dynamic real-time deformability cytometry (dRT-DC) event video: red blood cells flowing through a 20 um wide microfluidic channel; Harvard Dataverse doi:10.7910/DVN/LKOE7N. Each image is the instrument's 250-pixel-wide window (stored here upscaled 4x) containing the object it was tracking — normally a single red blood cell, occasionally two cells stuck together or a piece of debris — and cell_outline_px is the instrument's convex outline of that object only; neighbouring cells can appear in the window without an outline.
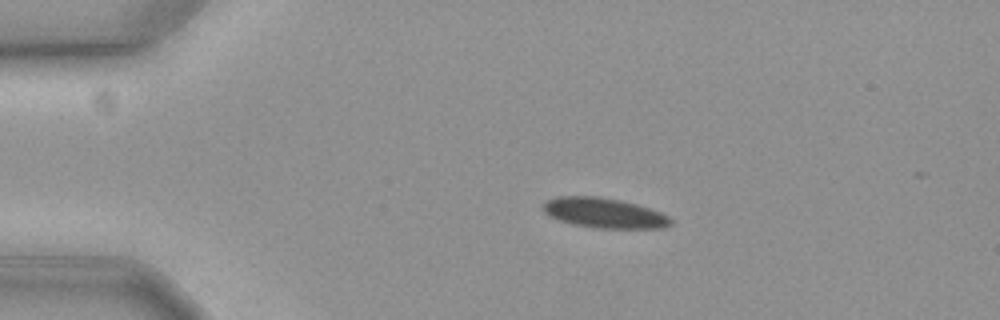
{"species": "common noctule bat (a hibernating species)", "species_latin": "Nyctalus noctula", "temperature_condition": "cold", "stored_images_in_passage": 7, "camera_frame_rate_fps": 3000, "um_per_image_px": 0.085, "animal": {"sex": "female", "body_mass_g": 19.3, "forearm_length_mm": 54.1}, "frame": {"image": 1, "passage_image": 1, "time_ms": 0.0, "image_size_px": [1000, 320], "cell_outline_px": [[672, 224], [664, 228], [592, 228], [572, 224], [548, 216], [544, 212], [544, 204], [548, 200], [560, 196], [596, 196], [620, 200], [636, 204], [660, 212], [668, 216], [672, 220]], "centroid_in_image_um": [51.36, 18.11], "position_along_channel_um": 33.6, "area_um2": 22.25}}